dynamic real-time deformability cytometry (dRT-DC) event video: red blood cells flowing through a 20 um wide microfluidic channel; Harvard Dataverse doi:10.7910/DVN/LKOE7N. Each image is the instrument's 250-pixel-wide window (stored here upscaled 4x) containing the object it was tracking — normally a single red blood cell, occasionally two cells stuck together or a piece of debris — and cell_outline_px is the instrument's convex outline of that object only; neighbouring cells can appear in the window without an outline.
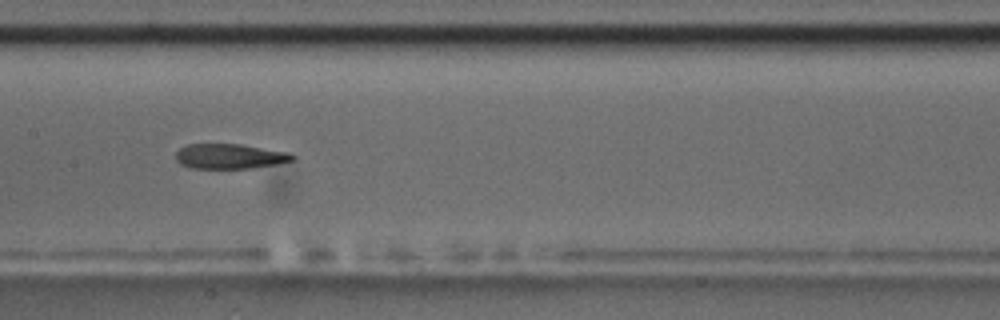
{"species": "common noctule bat (a hibernating species)", "species_latin": "Nyctalus noctula", "temperature_condition": "room temperature", "stored_images_in_passage": 10, "camera_frame_rate_fps": 3000, "um_per_image_px": 0.085, "animal": {"sex": "male", "body_mass_g": 17.5, "forearm_length_mm": 52.3}, "frame": {"image": 1, "passage_image": 9, "time_ms": 9.0, "image_size_px": [1000, 320], "cell_outline_px": [[296, 160], [276, 164], [252, 168], [188, 168], [180, 164], [176, 160], [176, 152], [180, 148], [188, 144], [240, 144], [288, 152], [296, 156]], "centroid_in_image_um": [19.53, 13.29], "position_along_channel_um": 187.9, "area_um2": 17.05}}